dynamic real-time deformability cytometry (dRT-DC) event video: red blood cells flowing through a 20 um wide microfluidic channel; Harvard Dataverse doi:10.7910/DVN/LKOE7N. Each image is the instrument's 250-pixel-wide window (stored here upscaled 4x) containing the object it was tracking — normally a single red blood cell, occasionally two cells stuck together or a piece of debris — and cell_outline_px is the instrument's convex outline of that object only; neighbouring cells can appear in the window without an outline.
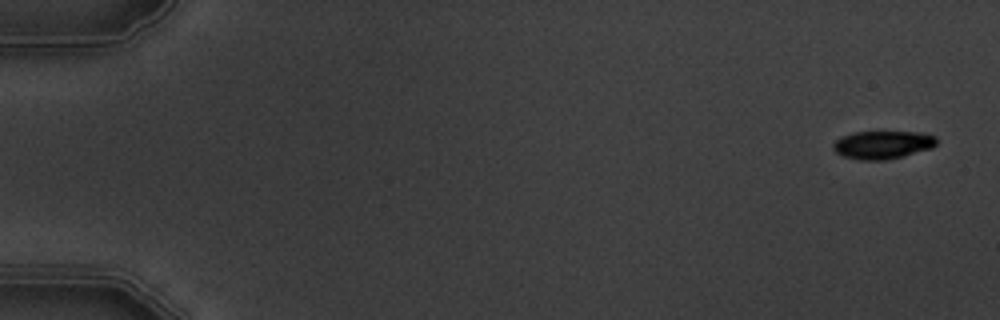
{"species": "common noctule bat (a hibernating species)", "species_latin": "Nyctalus noctula", "temperature_condition": "warm", "stored_images_in_passage": 15, "camera_frame_rate_fps": 3000, "um_per_image_px": 0.085, "animal": {"sex": "male", "body_mass_g": 19.5, "forearm_length_mm": 54.6}, "frame": {"image": 1, "passage_image": 1, "time_ms": 0.0, "image_size_px": [1000, 320], "cell_outline_px": [[936, 144], [932, 148], [884, 160], [860, 160], [844, 156], [836, 152], [832, 148], [832, 144], [840, 136], [856, 132], [920, 132], [936, 136]], "centroid_in_image_um": [75.0, 12.3], "position_along_channel_um": 10.0, "area_um2": 16.76}}
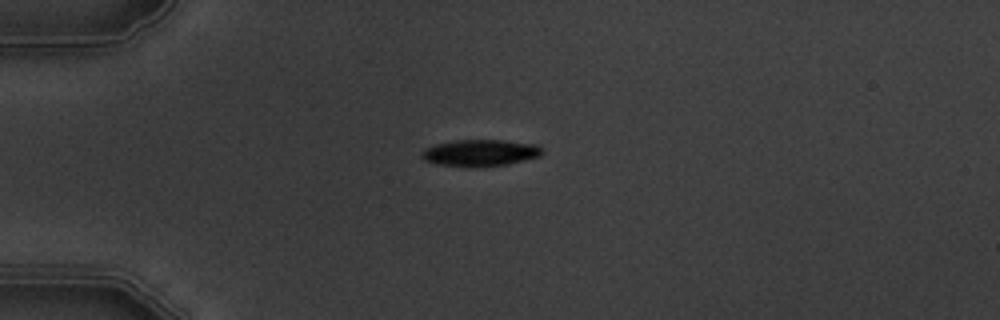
{"frame": {"image": 2, "passage_image": 4, "time_ms": 4.333, "image_size_px": [1000, 320], "cell_outline_px": [[544, 152], [540, 156], [508, 164], [468, 168], [436, 164], [424, 160], [420, 156], [420, 152], [424, 148], [436, 144], [456, 140], [504, 140], [536, 144], [544, 148]], "centroid_in_image_um": [40.8, 13.0], "position_along_channel_um": 44.2, "area_um2": 19.07}}
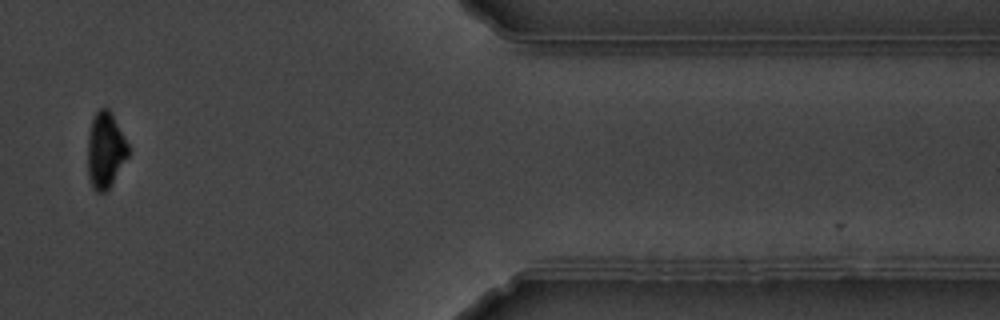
{"frame": {"image": 3, "passage_image": 13, "time_ms": 15.667, "image_size_px": [1000, 320], "cell_outline_px": [[132, 152], [108, 188], [104, 192], [96, 192], [92, 188], [88, 176], [88, 132], [92, 116], [100, 108], [108, 108], [112, 112]], "centroid_in_image_um": [8.97, 12.74], "position_along_channel_um": 402.4, "area_um2": 18.26}, "authors_computed_cell_mechanics": {"area_um2": 19.0162, "velocity_mm_per_s": 3.7062, "shape_relaxation_time_tau1_ms": 2.1274, "shape_relaxation_time_tau2_ms": null, "deformation_change_tau1": 0.0973, "deformation_change_tau2": null}}